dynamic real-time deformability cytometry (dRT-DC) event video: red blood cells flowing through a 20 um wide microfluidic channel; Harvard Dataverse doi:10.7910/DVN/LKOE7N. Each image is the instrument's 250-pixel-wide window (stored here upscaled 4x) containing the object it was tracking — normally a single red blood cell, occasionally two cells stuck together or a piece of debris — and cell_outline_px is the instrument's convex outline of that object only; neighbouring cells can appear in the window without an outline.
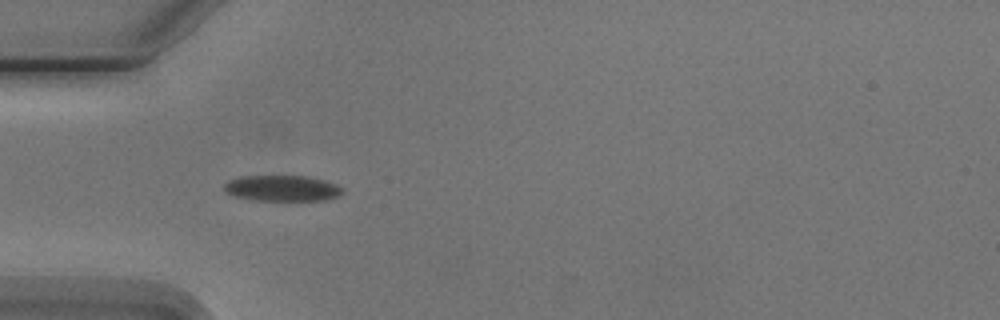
{"species": "Egyptian fruit bat (a non-hibernating species)", "species_latin": "Rousettus aegyptiacus", "temperature_condition": "cold", "stored_images_in_passage": 6, "camera_frame_rate_fps": 3000, "um_per_image_px": 0.085, "animal": {"sex": "male"}, "frame": {"image": 1, "passage_image": 5, "time_ms": 4.667, "image_size_px": [1000, 320], "cell_outline_px": [[344, 192], [340, 196], [328, 200], [256, 200], [232, 196], [224, 192], [224, 184], [228, 180], [240, 176], [308, 176], [324, 180], [336, 184], [344, 188]], "centroid_in_image_um": [24.0, 16.0], "position_along_channel_um": 61.0, "area_um2": 18.09}}
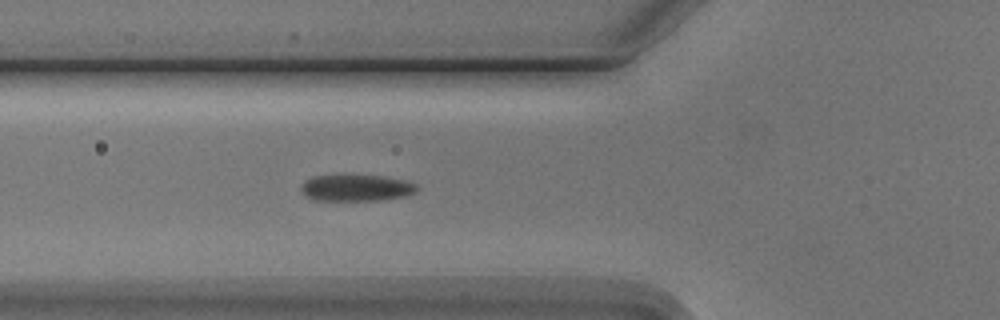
{"frame": {"image": 2, "passage_image": 6, "time_ms": 5.667, "image_size_px": [1000, 320], "cell_outline_px": [[420, 188], [416, 192], [408, 196], [384, 200], [312, 200], [304, 196], [300, 192], [300, 184], [304, 180], [312, 176], [380, 176], [408, 180], [416, 184]], "centroid_in_image_um": [30.29, 15.98], "position_along_channel_um": 95.5, "area_um2": 18.21}}